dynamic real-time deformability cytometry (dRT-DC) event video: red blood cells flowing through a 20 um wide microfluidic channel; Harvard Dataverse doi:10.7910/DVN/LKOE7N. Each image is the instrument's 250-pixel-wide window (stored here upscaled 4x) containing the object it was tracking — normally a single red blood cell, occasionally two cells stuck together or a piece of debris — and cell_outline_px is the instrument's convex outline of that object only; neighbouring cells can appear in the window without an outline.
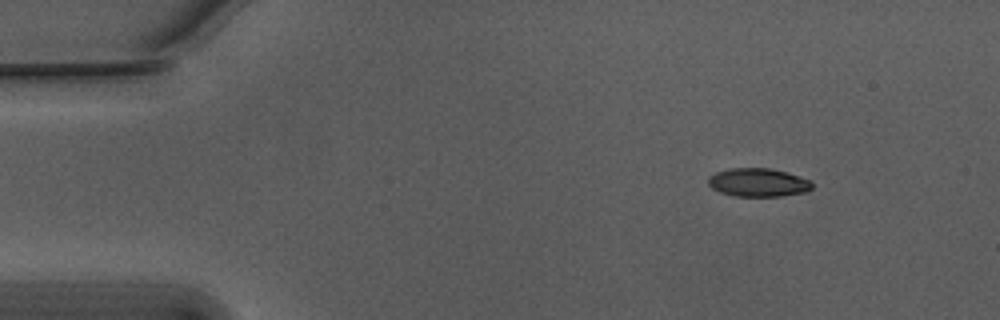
{"species": "Egyptian fruit bat (a non-hibernating species)", "species_latin": "Rousettus aegyptiacus", "temperature_condition": "warm", "stored_images_in_passage": 49, "camera_frame_rate_fps": 3000, "um_per_image_px": 0.085, "animal": {"sex": "male"}, "frame": {"image": 1, "passage_image": 1, "time_ms": 0.0, "image_size_px": [1000, 320], "cell_outline_px": [[812, 188], [804, 192], [780, 196], [736, 196], [720, 192], [712, 188], [708, 184], [708, 176], [716, 172], [728, 168], [772, 168], [788, 172], [800, 176], [808, 180], [812, 184]], "centroid_in_image_um": [64.42, 15.5], "position_along_channel_um": 20.6, "area_um2": 17.22}}
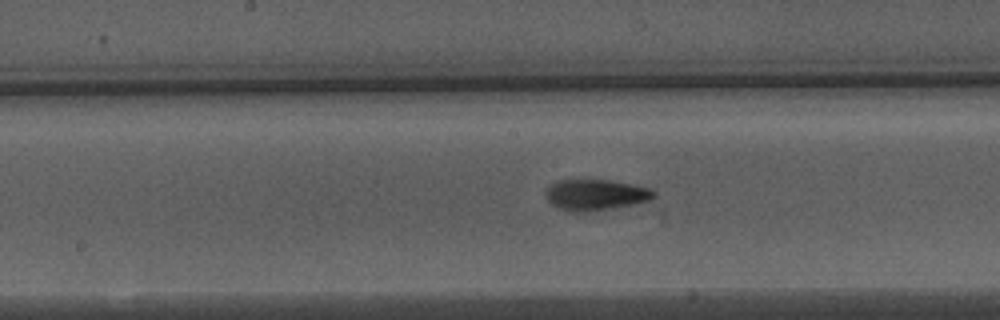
{"frame": {"image": 2, "passage_image": 22, "time_ms": 7.0, "image_size_px": [1000, 320], "cell_outline_px": [[656, 196], [648, 200], [628, 204], [584, 212], [568, 212], [552, 204], [548, 200], [548, 188], [552, 184], [560, 180], [612, 180], [632, 184], [648, 188], [656, 192]], "centroid_in_image_um": [50.63, 16.54], "position_along_channel_um": 197.6, "area_um2": 18.84}}
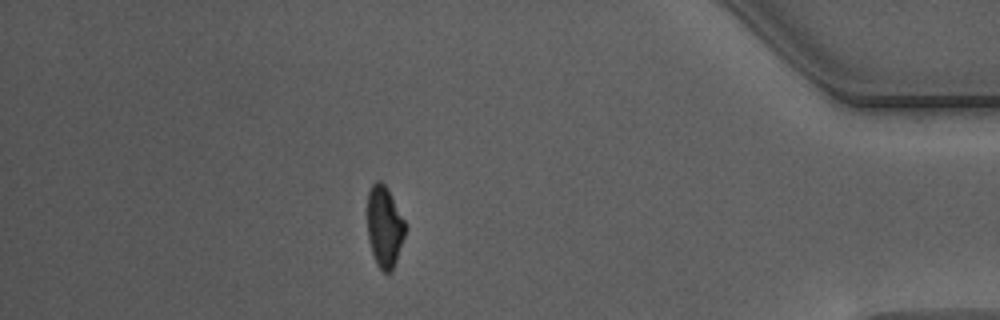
{"frame": {"image": 3, "passage_image": 42, "time_ms": 13.667, "image_size_px": [1000, 320], "cell_outline_px": [[408, 228], [396, 260], [392, 268], [388, 272], [384, 272], [376, 264], [368, 240], [368, 192], [372, 184], [376, 180], [380, 180], [388, 188], [408, 224]], "centroid_in_image_um": [32.71, 19.22], "position_along_channel_um": 402.5, "area_um2": 18.21}, "authors_computed_cell_mechanics": {"area_um2": 18.5538, "velocity_mm_per_s": 3.7693, "shape_relaxation_time_tau1_ms": 3.5809, "shape_relaxation_time_tau2_ms": 2.2681, "deformation_change_tau1": 0.1624, "deformation_change_tau2": 0.0914}}